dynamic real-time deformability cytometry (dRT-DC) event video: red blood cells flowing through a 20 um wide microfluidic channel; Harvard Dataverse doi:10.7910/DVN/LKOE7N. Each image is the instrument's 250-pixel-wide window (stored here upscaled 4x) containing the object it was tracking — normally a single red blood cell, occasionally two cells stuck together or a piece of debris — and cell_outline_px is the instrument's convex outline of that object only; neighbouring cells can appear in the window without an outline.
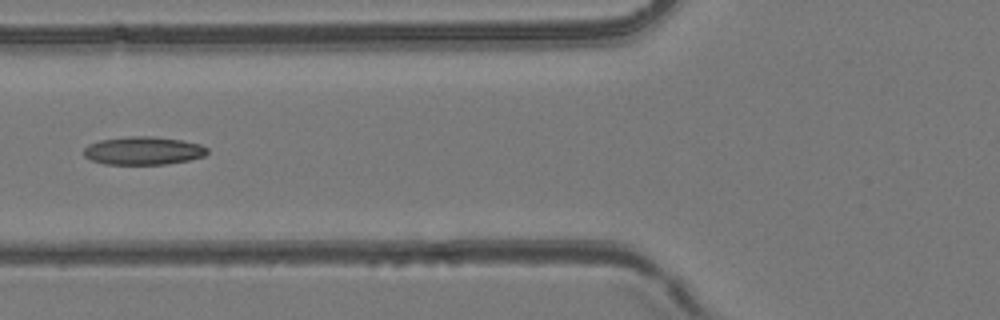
{"species": "common noctule bat (a hibernating species)", "species_latin": "Nyctalus noctula", "temperature_condition": "room temperature", "stored_images_in_passage": 6, "camera_frame_rate_fps": 3000, "um_per_image_px": 0.085, "animal": {"sex": "female", "body_mass_g": 24.6, "forearm_length_mm": 56.2}, "frame": {"image": 1, "passage_image": 6, "time_ms": 1.667, "image_size_px": [1000, 320], "cell_outline_px": [[208, 152], [204, 156], [188, 160], [164, 164], [104, 164], [92, 160], [84, 156], [84, 148], [88, 144], [100, 140], [128, 136], [152, 136], [184, 140], [200, 144], [208, 148]], "centroid_in_image_um": [12.18, 12.8], "position_along_channel_um": 113.6, "area_um2": 20.29}}